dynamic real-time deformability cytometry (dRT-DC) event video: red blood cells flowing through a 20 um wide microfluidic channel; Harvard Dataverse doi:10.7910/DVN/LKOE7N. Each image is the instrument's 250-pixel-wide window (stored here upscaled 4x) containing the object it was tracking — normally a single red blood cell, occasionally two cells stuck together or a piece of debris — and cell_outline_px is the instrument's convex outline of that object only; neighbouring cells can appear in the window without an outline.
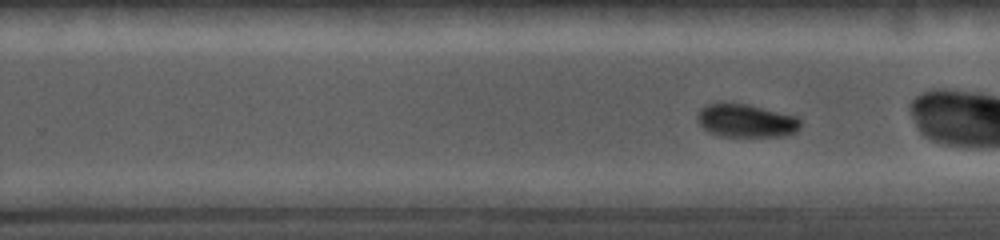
{"species": "common noctule bat (a hibernating species)", "species_latin": "Nyctalus noctula", "temperature_condition": "cold", "stored_images_in_passage": 72, "camera_frame_rate_fps": 5000, "um_per_image_px": 0.085, "animal": {"sex": "female", "body_mass_g": 19.0, "forearm_length_mm": 56.7}, "frame": {"image": 1, "passage_image": 29, "time_ms": 4.8, "image_size_px": [1000, 240], "cell_outline_px": [[800, 128], [796, 132], [784, 136], [720, 136], [708, 132], [696, 120], [696, 116], [700, 108], [704, 104], [748, 104], [796, 116], [800, 120]], "centroid_in_image_um": [63.4, 10.27], "position_along_channel_um": 266.4, "area_um2": 19.88}}
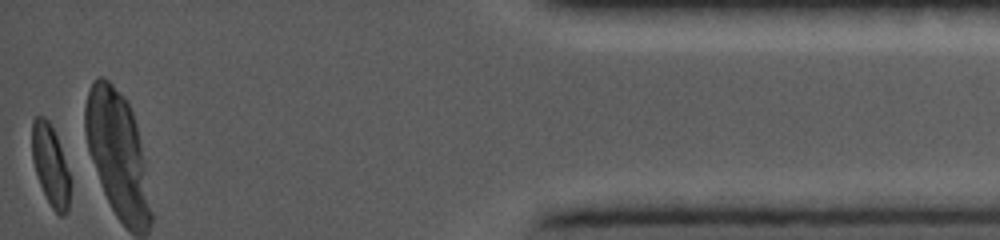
{"frame": {"image": 2, "passage_image": 71, "time_ms": 10.4, "image_size_px": [1000, 240], "cell_outline_px": [[72, 180], [68, 212], [64, 216], [60, 216], [52, 208], [40, 184], [32, 160], [32, 120], [36, 116], [44, 116], [48, 120], [56, 136]], "centroid_in_image_um": [4.31, 14.08], "position_along_channel_um": 430.9, "area_um2": 18.09}}